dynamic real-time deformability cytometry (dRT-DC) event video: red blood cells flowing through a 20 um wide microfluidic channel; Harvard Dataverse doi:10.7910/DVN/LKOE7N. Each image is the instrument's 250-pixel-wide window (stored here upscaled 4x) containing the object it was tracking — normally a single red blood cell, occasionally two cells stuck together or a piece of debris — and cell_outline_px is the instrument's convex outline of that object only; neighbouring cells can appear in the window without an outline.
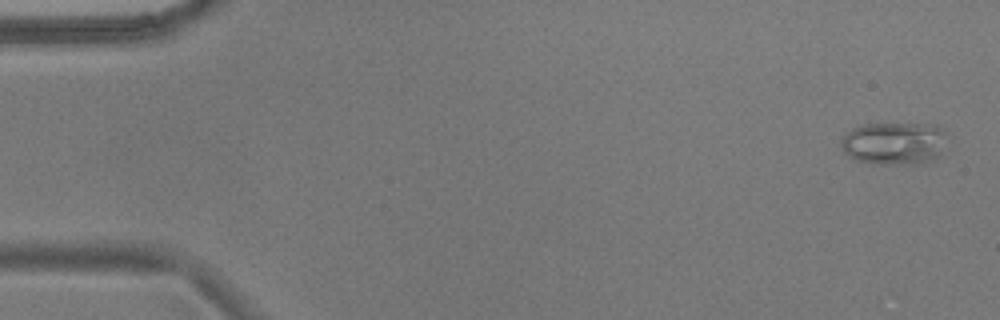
{"species": "common noctule bat (a hibernating species)", "species_latin": "Nyctalus noctula", "temperature_condition": "warm", "stored_images_in_passage": 54, "camera_frame_rate_fps": 3000, "um_per_image_px": 0.085, "animal": {"sex": "male", "body_mass_g": 17.9}, "frame": {"image": 1, "passage_image": 2, "time_ms": 0.333, "image_size_px": [1000, 320], "cell_outline_px": [[944, 132], [936, 156], [916, 164], [888, 164], [860, 160], [848, 156], [844, 152], [840, 144], [840, 140], [852, 128], [864, 124], [936, 124]], "centroid_in_image_um": [75.9, 12.15], "position_along_channel_um": 9.1, "area_um2": 25.37}}
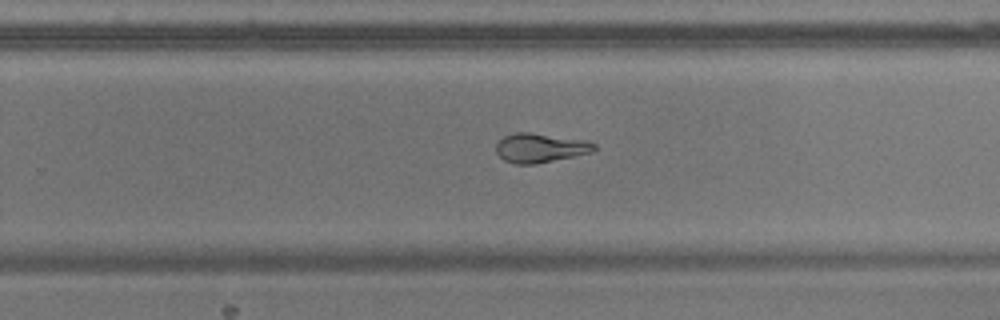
{"frame": {"image": 2, "passage_image": 35, "time_ms": 11.333, "image_size_px": [1000, 320], "cell_outline_px": [[596, 148], [592, 152], [536, 164], [516, 164], [504, 160], [496, 152], [496, 144], [504, 136], [516, 132], [528, 132], [588, 140], [596, 144]], "centroid_in_image_um": [45.93, 12.56], "position_along_channel_um": 283.9, "area_um2": 16.7}}
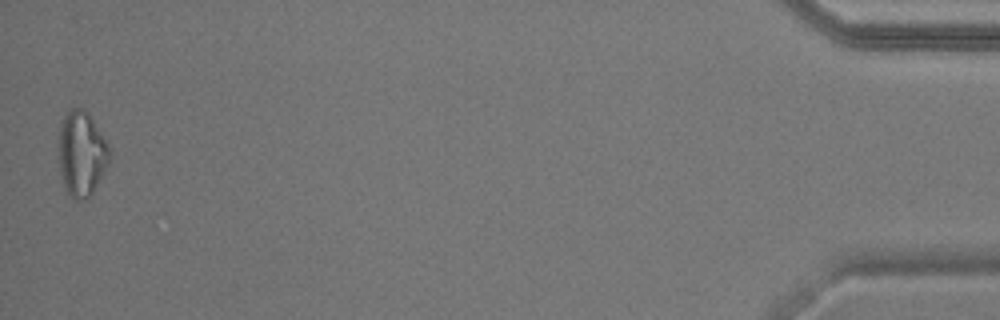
{"frame": {"image": 3, "passage_image": 54, "time_ms": 17.667, "image_size_px": [1000, 320], "cell_outline_px": [[112, 156], [92, 192], [84, 200], [76, 200], [64, 188], [60, 172], [60, 120], [72, 108], [84, 108], [88, 112], [112, 148]], "centroid_in_image_um": [6.97, 13.02], "position_along_channel_um": 428.2, "area_um2": 25.09}, "authors_computed_cell_mechanics": {"area_um2": 18.8717, "velocity_mm_per_s": 3.7176, "shape_relaxation_time_tau1_ms": 9.6302, "shape_relaxation_time_tau2_ms": 1.9552, "deformation_change_tau1": 0.2327, "deformation_change_tau2": 0.0815}}